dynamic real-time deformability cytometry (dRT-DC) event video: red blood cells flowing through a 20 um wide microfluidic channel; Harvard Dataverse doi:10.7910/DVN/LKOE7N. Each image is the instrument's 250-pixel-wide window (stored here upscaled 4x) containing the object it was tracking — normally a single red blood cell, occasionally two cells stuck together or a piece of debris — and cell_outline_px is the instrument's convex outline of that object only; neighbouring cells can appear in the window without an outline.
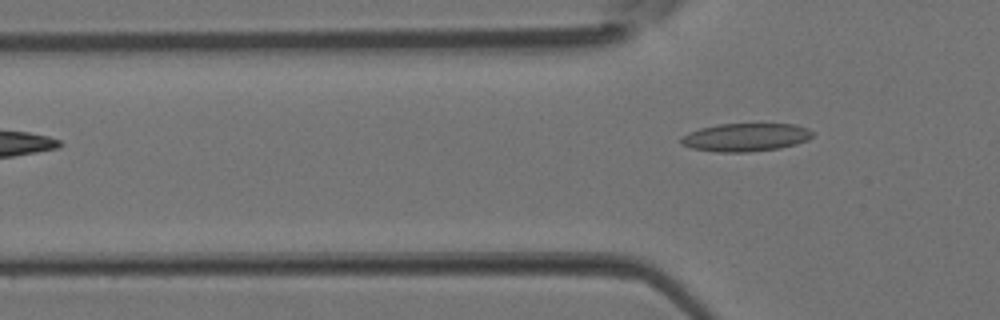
{"species": "Egyptian fruit bat (a non-hibernating species)", "species_latin": "Rousettus aegyptiacus", "temperature_condition": "room temperature", "stored_images_in_passage": 5, "camera_frame_rate_fps": 3000, "um_per_image_px": 0.085, "animal": {"sex": "female"}, "frame": {"image": 1, "passage_image": 3, "time_ms": 0.667, "image_size_px": [1000, 320], "cell_outline_px": [[816, 132], [808, 140], [796, 144], [780, 148], [748, 152], [716, 152], [692, 148], [680, 144], [680, 140], [688, 132], [700, 128], [720, 124], [796, 124], [808, 128]], "centroid_in_image_um": [63.41, 11.67], "position_along_channel_um": 62.4, "area_um2": 21.68}}
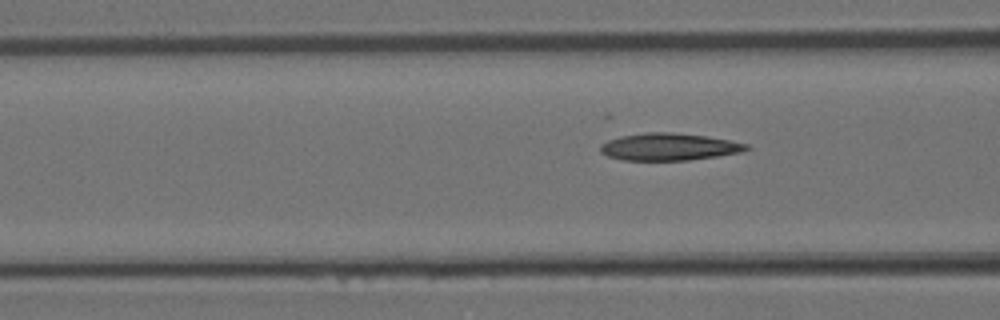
{"frame": {"image": 2, "passage_image": 5, "time_ms": 1.333, "image_size_px": [1000, 320], "cell_outline_px": [[752, 148], [740, 152], [716, 156], [688, 160], [624, 160], [608, 156], [600, 152], [600, 144], [608, 140], [620, 136], [644, 132], [672, 132], [704, 136], [728, 140], [748, 144]], "centroid_in_image_um": [56.83, 12.47], "position_along_channel_um": 109.8, "area_um2": 23.06}}